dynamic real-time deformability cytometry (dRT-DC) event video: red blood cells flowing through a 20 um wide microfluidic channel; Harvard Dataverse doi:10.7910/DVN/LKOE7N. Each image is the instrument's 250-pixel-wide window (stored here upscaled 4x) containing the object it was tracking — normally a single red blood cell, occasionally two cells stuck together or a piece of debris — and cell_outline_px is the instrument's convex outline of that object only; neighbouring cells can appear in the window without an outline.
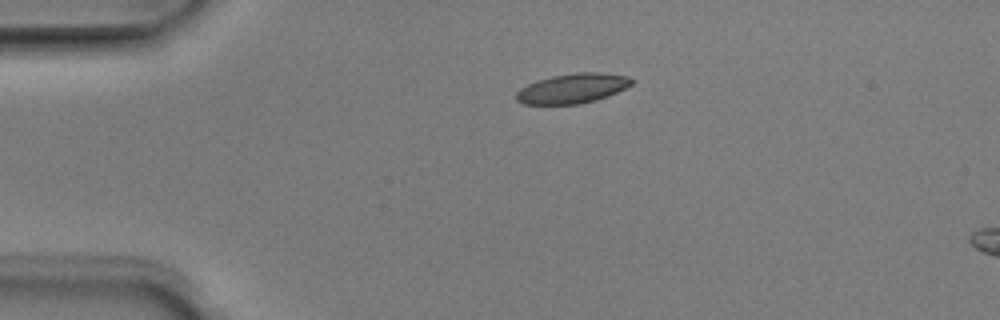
{"species": "Egyptian fruit bat (a non-hibernating species)", "species_latin": "Rousettus aegyptiacus", "temperature_condition": "room temperature", "stored_images_in_passage": 2, "camera_frame_rate_fps": 3000, "um_per_image_px": 0.085, "animal": {"sex": "male"}, "frame": {"image": 1, "passage_image": 1, "time_ms": 0.0, "image_size_px": [1000, 320], "cell_outline_px": [[632, 84], [608, 96], [596, 100], [580, 104], [524, 104], [516, 100], [516, 92], [520, 88], [528, 84], [552, 76], [576, 72], [604, 72], [628, 76], [632, 80]], "centroid_in_image_um": [48.67, 7.51], "position_along_channel_um": 36.3, "area_um2": 19.94}}